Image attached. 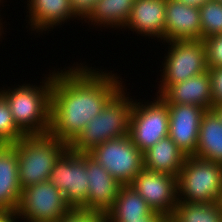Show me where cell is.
Listing matches in <instances>:
<instances>
[{"label":"cell","instance_id":"4316f807","mask_svg":"<svg viewBox=\"0 0 222 222\" xmlns=\"http://www.w3.org/2000/svg\"><path fill=\"white\" fill-rule=\"evenodd\" d=\"M213 108L222 103V67L208 68Z\"/></svg>","mask_w":222,"mask_h":222},{"label":"cell","instance_id":"e0dca14e","mask_svg":"<svg viewBox=\"0 0 222 222\" xmlns=\"http://www.w3.org/2000/svg\"><path fill=\"white\" fill-rule=\"evenodd\" d=\"M21 194L17 152L13 144H5L0 149V212L16 213Z\"/></svg>","mask_w":222,"mask_h":222},{"label":"cell","instance_id":"4dcf8cb0","mask_svg":"<svg viewBox=\"0 0 222 222\" xmlns=\"http://www.w3.org/2000/svg\"><path fill=\"white\" fill-rule=\"evenodd\" d=\"M19 222L16 213L0 212V222Z\"/></svg>","mask_w":222,"mask_h":222},{"label":"cell","instance_id":"8fae6325","mask_svg":"<svg viewBox=\"0 0 222 222\" xmlns=\"http://www.w3.org/2000/svg\"><path fill=\"white\" fill-rule=\"evenodd\" d=\"M154 213L169 218L177 205V177L142 169L131 182Z\"/></svg>","mask_w":222,"mask_h":222},{"label":"cell","instance_id":"cb8c5ba5","mask_svg":"<svg viewBox=\"0 0 222 222\" xmlns=\"http://www.w3.org/2000/svg\"><path fill=\"white\" fill-rule=\"evenodd\" d=\"M199 9L202 40L222 34V2L210 0Z\"/></svg>","mask_w":222,"mask_h":222},{"label":"cell","instance_id":"5bb4252c","mask_svg":"<svg viewBox=\"0 0 222 222\" xmlns=\"http://www.w3.org/2000/svg\"><path fill=\"white\" fill-rule=\"evenodd\" d=\"M165 30L162 42L202 40L200 9L179 0H166Z\"/></svg>","mask_w":222,"mask_h":222},{"label":"cell","instance_id":"3957f363","mask_svg":"<svg viewBox=\"0 0 222 222\" xmlns=\"http://www.w3.org/2000/svg\"><path fill=\"white\" fill-rule=\"evenodd\" d=\"M126 94L127 90L123 87L107 103L101 113L85 125L82 132L68 146L72 152L88 153L107 140L129 135L134 100L130 98V93Z\"/></svg>","mask_w":222,"mask_h":222},{"label":"cell","instance_id":"e575fe53","mask_svg":"<svg viewBox=\"0 0 222 222\" xmlns=\"http://www.w3.org/2000/svg\"><path fill=\"white\" fill-rule=\"evenodd\" d=\"M5 145V143L2 141V139L0 138V149Z\"/></svg>","mask_w":222,"mask_h":222},{"label":"cell","instance_id":"5b68a950","mask_svg":"<svg viewBox=\"0 0 222 222\" xmlns=\"http://www.w3.org/2000/svg\"><path fill=\"white\" fill-rule=\"evenodd\" d=\"M222 195V164L187 156L177 176L179 202H220Z\"/></svg>","mask_w":222,"mask_h":222},{"label":"cell","instance_id":"8992f818","mask_svg":"<svg viewBox=\"0 0 222 222\" xmlns=\"http://www.w3.org/2000/svg\"><path fill=\"white\" fill-rule=\"evenodd\" d=\"M168 51L160 70V96L169 86L208 71L203 40L168 41ZM170 43V44H169ZM159 94V95H158Z\"/></svg>","mask_w":222,"mask_h":222},{"label":"cell","instance_id":"44dd1931","mask_svg":"<svg viewBox=\"0 0 222 222\" xmlns=\"http://www.w3.org/2000/svg\"><path fill=\"white\" fill-rule=\"evenodd\" d=\"M105 214L107 222H134L152 216L154 211L131 185H122Z\"/></svg>","mask_w":222,"mask_h":222},{"label":"cell","instance_id":"484cf974","mask_svg":"<svg viewBox=\"0 0 222 222\" xmlns=\"http://www.w3.org/2000/svg\"><path fill=\"white\" fill-rule=\"evenodd\" d=\"M208 68L222 67V34L204 39Z\"/></svg>","mask_w":222,"mask_h":222},{"label":"cell","instance_id":"ba28073f","mask_svg":"<svg viewBox=\"0 0 222 222\" xmlns=\"http://www.w3.org/2000/svg\"><path fill=\"white\" fill-rule=\"evenodd\" d=\"M88 154L122 185H130L143 169V153L129 135L107 140Z\"/></svg>","mask_w":222,"mask_h":222},{"label":"cell","instance_id":"ffe728a7","mask_svg":"<svg viewBox=\"0 0 222 222\" xmlns=\"http://www.w3.org/2000/svg\"><path fill=\"white\" fill-rule=\"evenodd\" d=\"M193 156L222 164V120L214 109L206 110L202 115Z\"/></svg>","mask_w":222,"mask_h":222},{"label":"cell","instance_id":"d590c367","mask_svg":"<svg viewBox=\"0 0 222 222\" xmlns=\"http://www.w3.org/2000/svg\"><path fill=\"white\" fill-rule=\"evenodd\" d=\"M220 205H221V208H222V195H221V199H220Z\"/></svg>","mask_w":222,"mask_h":222},{"label":"cell","instance_id":"7a4b0ae2","mask_svg":"<svg viewBox=\"0 0 222 222\" xmlns=\"http://www.w3.org/2000/svg\"><path fill=\"white\" fill-rule=\"evenodd\" d=\"M46 76L39 86L26 83L16 88L0 89L9 104L15 124L25 135L50 132L53 72Z\"/></svg>","mask_w":222,"mask_h":222},{"label":"cell","instance_id":"d4e9b609","mask_svg":"<svg viewBox=\"0 0 222 222\" xmlns=\"http://www.w3.org/2000/svg\"><path fill=\"white\" fill-rule=\"evenodd\" d=\"M24 136L14 122L7 100L0 93V138L5 144H13Z\"/></svg>","mask_w":222,"mask_h":222},{"label":"cell","instance_id":"277c9868","mask_svg":"<svg viewBox=\"0 0 222 222\" xmlns=\"http://www.w3.org/2000/svg\"><path fill=\"white\" fill-rule=\"evenodd\" d=\"M13 145L18 156V176L22 189L49 181L55 162L69 148L50 133L25 135Z\"/></svg>","mask_w":222,"mask_h":222},{"label":"cell","instance_id":"f1b7e54d","mask_svg":"<svg viewBox=\"0 0 222 222\" xmlns=\"http://www.w3.org/2000/svg\"><path fill=\"white\" fill-rule=\"evenodd\" d=\"M98 0H70L74 14L82 21L93 10Z\"/></svg>","mask_w":222,"mask_h":222},{"label":"cell","instance_id":"1f68e13d","mask_svg":"<svg viewBox=\"0 0 222 222\" xmlns=\"http://www.w3.org/2000/svg\"><path fill=\"white\" fill-rule=\"evenodd\" d=\"M179 1L188 6L200 8L201 6H203L205 3H207L210 0H179Z\"/></svg>","mask_w":222,"mask_h":222},{"label":"cell","instance_id":"d6a6232c","mask_svg":"<svg viewBox=\"0 0 222 222\" xmlns=\"http://www.w3.org/2000/svg\"><path fill=\"white\" fill-rule=\"evenodd\" d=\"M213 109L220 116V118L222 120V103L219 105H216Z\"/></svg>","mask_w":222,"mask_h":222},{"label":"cell","instance_id":"30bf717a","mask_svg":"<svg viewBox=\"0 0 222 222\" xmlns=\"http://www.w3.org/2000/svg\"><path fill=\"white\" fill-rule=\"evenodd\" d=\"M49 181L63 193L70 206L78 210L88 199L86 153L68 148L55 162Z\"/></svg>","mask_w":222,"mask_h":222},{"label":"cell","instance_id":"d6986e66","mask_svg":"<svg viewBox=\"0 0 222 222\" xmlns=\"http://www.w3.org/2000/svg\"><path fill=\"white\" fill-rule=\"evenodd\" d=\"M186 154L167 136L143 152V169L178 176Z\"/></svg>","mask_w":222,"mask_h":222},{"label":"cell","instance_id":"836d02e7","mask_svg":"<svg viewBox=\"0 0 222 222\" xmlns=\"http://www.w3.org/2000/svg\"><path fill=\"white\" fill-rule=\"evenodd\" d=\"M2 1H3V0H0L1 3H2ZM1 25H2V26H1ZM3 28H4V27H3V24L1 23V19H0V37H3V36H2Z\"/></svg>","mask_w":222,"mask_h":222},{"label":"cell","instance_id":"7402d4cb","mask_svg":"<svg viewBox=\"0 0 222 222\" xmlns=\"http://www.w3.org/2000/svg\"><path fill=\"white\" fill-rule=\"evenodd\" d=\"M136 0H98L84 19L85 23L89 22L94 26L124 28L131 10ZM94 23V24H93Z\"/></svg>","mask_w":222,"mask_h":222},{"label":"cell","instance_id":"4fadbf2b","mask_svg":"<svg viewBox=\"0 0 222 222\" xmlns=\"http://www.w3.org/2000/svg\"><path fill=\"white\" fill-rule=\"evenodd\" d=\"M169 137L186 154L196 153L200 121L206 111L198 105L168 104Z\"/></svg>","mask_w":222,"mask_h":222},{"label":"cell","instance_id":"f546056e","mask_svg":"<svg viewBox=\"0 0 222 222\" xmlns=\"http://www.w3.org/2000/svg\"><path fill=\"white\" fill-rule=\"evenodd\" d=\"M134 222H169V218L162 214L154 213L152 216L147 217L144 220H138Z\"/></svg>","mask_w":222,"mask_h":222},{"label":"cell","instance_id":"9a60e30c","mask_svg":"<svg viewBox=\"0 0 222 222\" xmlns=\"http://www.w3.org/2000/svg\"><path fill=\"white\" fill-rule=\"evenodd\" d=\"M166 0H136L124 29L142 37L164 39Z\"/></svg>","mask_w":222,"mask_h":222},{"label":"cell","instance_id":"83f0119b","mask_svg":"<svg viewBox=\"0 0 222 222\" xmlns=\"http://www.w3.org/2000/svg\"><path fill=\"white\" fill-rule=\"evenodd\" d=\"M58 222H107L106 214L83 212L74 209Z\"/></svg>","mask_w":222,"mask_h":222},{"label":"cell","instance_id":"ac0fdd59","mask_svg":"<svg viewBox=\"0 0 222 222\" xmlns=\"http://www.w3.org/2000/svg\"><path fill=\"white\" fill-rule=\"evenodd\" d=\"M27 3L30 31L42 33L73 18L80 21L72 10L70 0H27Z\"/></svg>","mask_w":222,"mask_h":222},{"label":"cell","instance_id":"6da1fadb","mask_svg":"<svg viewBox=\"0 0 222 222\" xmlns=\"http://www.w3.org/2000/svg\"><path fill=\"white\" fill-rule=\"evenodd\" d=\"M93 68L77 62L53 71L49 133L68 146L124 87L114 72Z\"/></svg>","mask_w":222,"mask_h":222},{"label":"cell","instance_id":"52a82bcc","mask_svg":"<svg viewBox=\"0 0 222 222\" xmlns=\"http://www.w3.org/2000/svg\"><path fill=\"white\" fill-rule=\"evenodd\" d=\"M74 209L50 181L22 189L16 216L23 222H58Z\"/></svg>","mask_w":222,"mask_h":222},{"label":"cell","instance_id":"2e32d148","mask_svg":"<svg viewBox=\"0 0 222 222\" xmlns=\"http://www.w3.org/2000/svg\"><path fill=\"white\" fill-rule=\"evenodd\" d=\"M160 97L167 104L198 105L213 109L211 81L208 71L169 86Z\"/></svg>","mask_w":222,"mask_h":222},{"label":"cell","instance_id":"9c48e42d","mask_svg":"<svg viewBox=\"0 0 222 222\" xmlns=\"http://www.w3.org/2000/svg\"><path fill=\"white\" fill-rule=\"evenodd\" d=\"M155 100H134L130 116L129 136L143 153L164 137L169 136L168 104L160 97Z\"/></svg>","mask_w":222,"mask_h":222},{"label":"cell","instance_id":"7c38bea8","mask_svg":"<svg viewBox=\"0 0 222 222\" xmlns=\"http://www.w3.org/2000/svg\"><path fill=\"white\" fill-rule=\"evenodd\" d=\"M88 199L78 209L83 212L105 214L115 202L122 186L106 169L86 153Z\"/></svg>","mask_w":222,"mask_h":222},{"label":"cell","instance_id":"603a6c76","mask_svg":"<svg viewBox=\"0 0 222 222\" xmlns=\"http://www.w3.org/2000/svg\"><path fill=\"white\" fill-rule=\"evenodd\" d=\"M169 222H222V208L219 202L178 201L169 217Z\"/></svg>","mask_w":222,"mask_h":222}]
</instances>
